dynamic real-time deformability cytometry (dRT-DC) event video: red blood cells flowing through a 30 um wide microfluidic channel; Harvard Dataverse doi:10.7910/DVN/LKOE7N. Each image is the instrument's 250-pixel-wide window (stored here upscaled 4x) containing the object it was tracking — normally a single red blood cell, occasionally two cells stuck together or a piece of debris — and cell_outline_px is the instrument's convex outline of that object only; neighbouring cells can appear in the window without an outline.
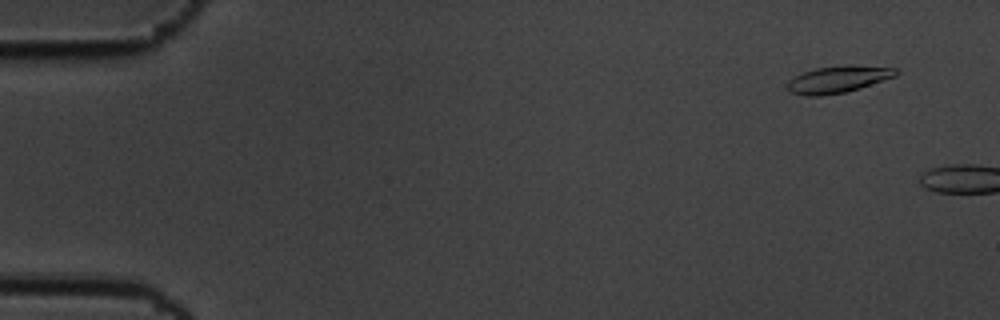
{"species": "common noctule bat (a hibernating species)", "species_latin": "Nyctalus noctula", "temperature_condition": "cold", "stored_images_in_passage": 6, "camera_frame_rate_fps": 3000, "um_per_image_px": 0.085, "animal": {"sex": "male", "body_mass_g": 19.5, "forearm_length_mm": 54.6}, "frame": {"image": 1, "passage_image": 4, "time_ms": 1.0, "image_size_px": [1000, 320], "cell_outline_px": [[900, 72], [896, 76], [848, 92], [820, 96], [804, 96], [792, 92], [788, 88], [788, 80], [804, 72], [816, 68], [848, 64], [900, 68]], "centroid_in_image_um": [71.3, 6.73], "position_along_channel_um": 13.7, "area_um2": 17.22}}